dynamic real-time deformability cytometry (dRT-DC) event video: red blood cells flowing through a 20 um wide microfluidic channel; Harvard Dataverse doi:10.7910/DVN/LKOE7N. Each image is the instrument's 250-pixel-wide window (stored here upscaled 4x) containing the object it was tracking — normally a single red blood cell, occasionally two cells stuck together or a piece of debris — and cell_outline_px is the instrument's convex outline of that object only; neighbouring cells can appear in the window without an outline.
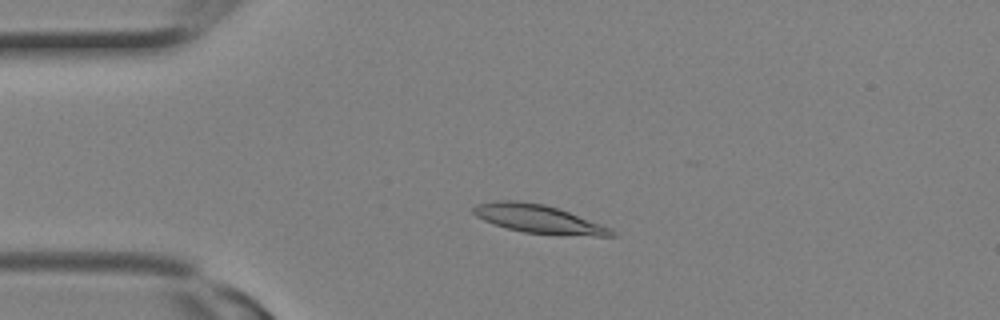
{"species": "Egyptian fruit bat (a non-hibernating species)", "species_latin": "Rousettus aegyptiacus", "temperature_condition": "room temperature", "stored_images_in_passage": 2, "camera_frame_rate_fps": 3000, "um_per_image_px": 0.085, "animal": {"sex": "female"}, "frame": {"image": 1, "passage_image": 2, "time_ms": 0.333, "image_size_px": [1000, 320], "cell_outline_px": [[616, 236], [596, 236], [524, 232], [508, 228], [484, 220], [476, 216], [472, 212], [472, 208], [476, 204], [496, 200], [516, 200], [544, 204], [568, 212], [612, 228], [616, 232]], "centroid_in_image_um": [45.76, 18.6], "position_along_channel_um": 39.2, "area_um2": 22.48}}